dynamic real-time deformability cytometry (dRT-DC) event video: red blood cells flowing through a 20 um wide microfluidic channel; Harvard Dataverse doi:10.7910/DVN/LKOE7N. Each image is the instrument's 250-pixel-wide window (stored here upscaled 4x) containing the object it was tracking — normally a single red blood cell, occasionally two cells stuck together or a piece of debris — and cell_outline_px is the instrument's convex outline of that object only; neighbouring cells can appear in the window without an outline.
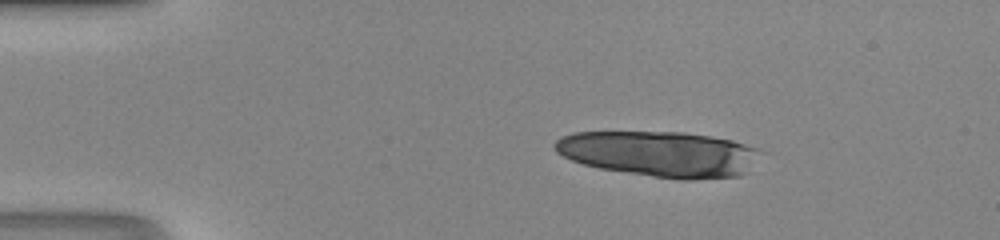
{"species": "human", "species_latin": "Homo sapiens", "temperature_condition": "room temperature", "stored_images_in_passage": 15, "camera_frame_rate_fps": 3000, "um_per_image_px": 0.085, "donor": {"sex": "male"}, "frame": {"image": 1, "passage_image": 1, "time_ms": 0.0, "image_size_px": [1000, 240], "cell_outline_px": [[764, 152], [748, 172], [740, 176], [688, 180], [684, 180], [652, 176], [600, 168], [584, 164], [572, 160], [556, 152], [552, 144], [560, 136], [572, 132], [684, 132], [712, 136], [732, 140], [760, 148]], "centroid_in_image_um": [56.13, 13.07], "position_along_channel_um": 28.9, "area_um2": 55.14}}